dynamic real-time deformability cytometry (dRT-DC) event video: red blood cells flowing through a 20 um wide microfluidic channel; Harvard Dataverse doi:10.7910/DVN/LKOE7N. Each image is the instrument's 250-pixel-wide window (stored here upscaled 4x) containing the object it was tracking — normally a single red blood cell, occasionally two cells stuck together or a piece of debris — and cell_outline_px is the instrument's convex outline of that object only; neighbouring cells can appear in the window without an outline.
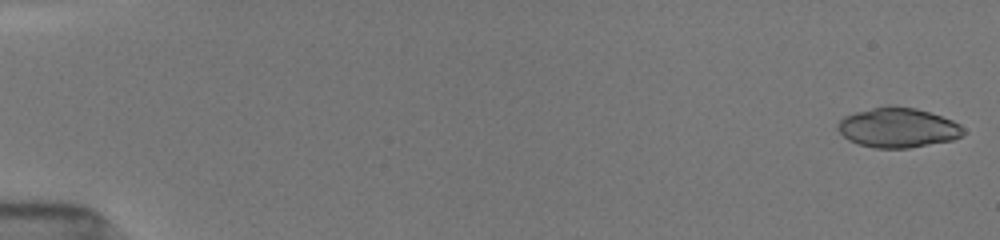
{"species": "common noctule bat (a hibernating species)", "species_latin": "Nyctalus noctula", "temperature_condition": "room temperature", "stored_images_in_passage": 33, "camera_frame_rate_fps": 3000, "um_per_image_px": 0.085, "animal": {"sex": "female", "body_mass_g": 19.5, "forearm_length_mm": 54.1}, "frame": {"image": 1, "passage_image": 1, "time_ms": 0.0, "image_size_px": [1000, 240], "cell_outline_px": [[964, 132], [960, 136], [952, 140], [908, 148], [876, 148], [860, 144], [848, 140], [836, 128], [840, 120], [844, 116], [856, 112], [888, 104], [892, 104], [916, 108], [952, 120], [960, 124], [964, 128]], "centroid_in_image_um": [76.31, 10.84], "position_along_channel_um": 8.7, "area_um2": 29.07}}
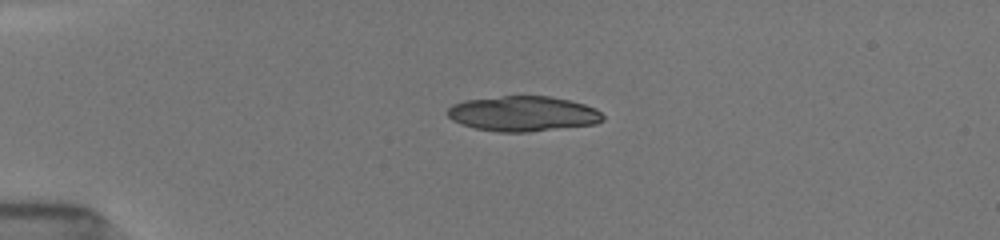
{"frame": {"image": 2, "passage_image": 19, "time_ms": 4.0, "image_size_px": [1000, 240], "cell_outline_px": [[604, 120], [596, 124], [528, 132], [500, 132], [476, 128], [452, 120], [448, 116], [448, 108], [452, 104], [464, 100], [504, 96], [552, 96], [584, 104], [596, 108], [604, 116]], "centroid_in_image_um": [44.48, 9.66], "position_along_channel_um": 40.5, "area_um2": 31.79}}